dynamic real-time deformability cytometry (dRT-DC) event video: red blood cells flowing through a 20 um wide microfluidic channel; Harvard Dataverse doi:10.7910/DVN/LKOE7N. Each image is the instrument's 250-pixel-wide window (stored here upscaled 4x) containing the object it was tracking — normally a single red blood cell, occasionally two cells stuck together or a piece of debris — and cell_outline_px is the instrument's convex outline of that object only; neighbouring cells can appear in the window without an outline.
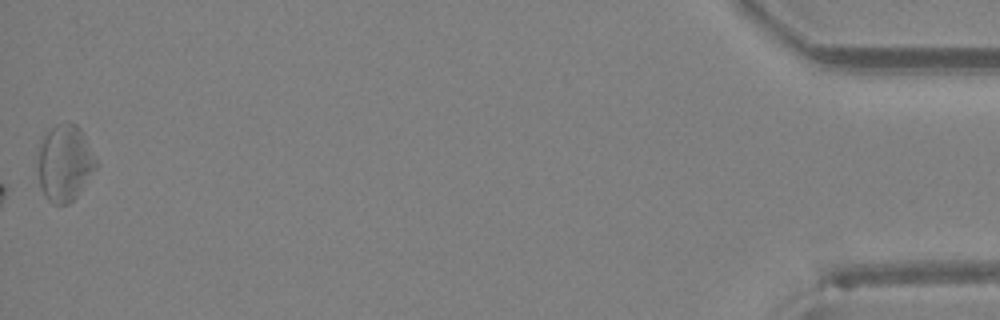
{"species": "Egyptian fruit bat (a non-hibernating species)", "species_latin": "Rousettus aegyptiacus", "temperature_condition": "room temperature", "stored_images_in_passage": 33, "camera_frame_rate_fps": 3000, "um_per_image_px": 0.085, "animal": {"sex": "female"}, "frame": {"image": 1, "passage_image": 33, "time_ms": 10.667, "image_size_px": [1000, 320], "cell_outline_px": [[100, 164], [76, 196], [68, 204], [56, 204], [48, 200], [44, 196], [40, 184], [36, 164], [36, 156], [40, 144], [44, 136], [56, 124], [68, 120], [76, 124], [80, 128]], "centroid_in_image_um": [5.5, 13.83], "position_along_channel_um": 429.7, "area_um2": 26.36}}